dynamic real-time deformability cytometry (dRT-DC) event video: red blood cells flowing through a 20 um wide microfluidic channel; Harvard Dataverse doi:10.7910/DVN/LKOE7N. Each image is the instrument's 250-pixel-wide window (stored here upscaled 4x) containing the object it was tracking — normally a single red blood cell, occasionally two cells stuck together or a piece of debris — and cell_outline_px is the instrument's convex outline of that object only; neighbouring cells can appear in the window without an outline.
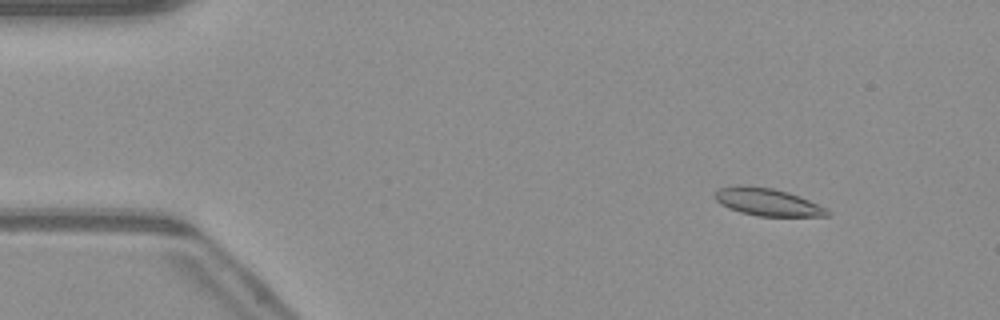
{"species": "common noctule bat (a hibernating species)", "species_latin": "Nyctalus noctula", "temperature_condition": "warm", "stored_images_in_passage": 51, "camera_frame_rate_fps": 3000, "um_per_image_px": 0.085, "animal": {"sex": "male", "body_mass_g": 23.1, "forearm_length_mm": 52.7}, "frame": {"image": 1, "passage_image": 6, "time_ms": 1.667, "image_size_px": [1000, 320], "cell_outline_px": [[832, 212], [828, 216], [756, 216], [740, 212], [728, 208], [720, 204], [712, 196], [720, 188], [740, 184], [772, 188], [788, 192], [800, 196], [828, 208]], "centroid_in_image_um": [65.24, 17.17], "position_along_channel_um": 19.8, "area_um2": 18.26}}
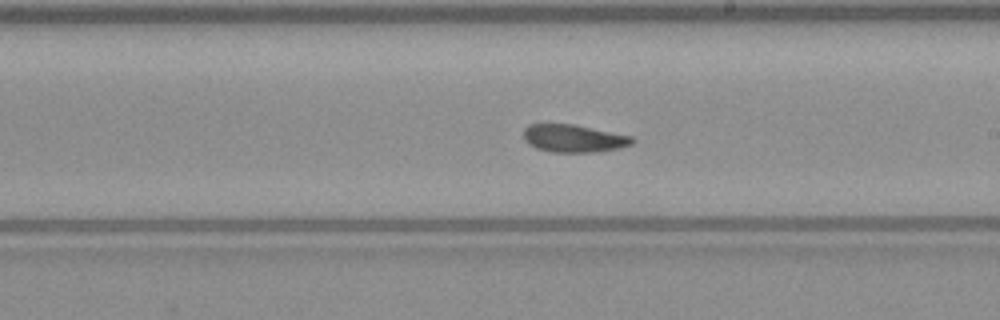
{"frame": {"image": 2, "passage_image": 29, "time_ms": 9.333, "image_size_px": [1000, 320], "cell_outline_px": [[636, 140], [632, 144], [616, 148], [596, 152], [552, 152], [536, 148], [524, 140], [524, 128], [528, 124], [572, 124], [632, 136]], "centroid_in_image_um": [48.75, 11.76], "position_along_channel_um": 240.3, "area_um2": 17.4}}
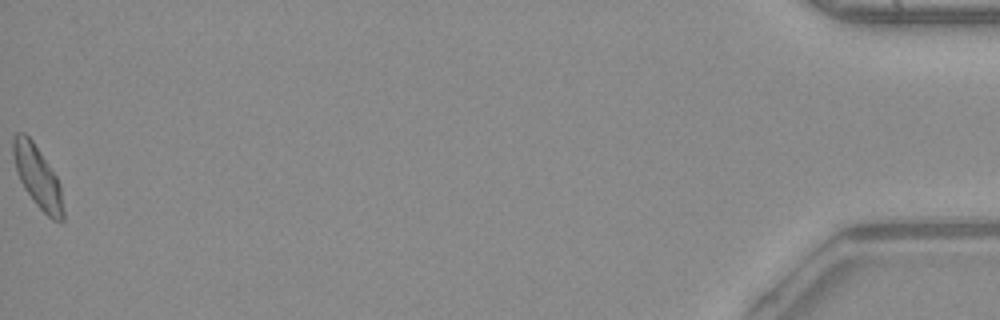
{"frame": {"image": 3, "passage_image": 51, "time_ms": 16.667, "image_size_px": [1000, 320], "cell_outline_px": [[64, 220], [52, 220], [32, 200], [24, 188], [16, 172], [12, 156], [12, 136], [16, 132], [24, 132], [32, 140], [56, 176], [60, 184], [64, 212]], "centroid_in_image_um": [3.16, 15.0], "position_along_channel_um": 432.0, "area_um2": 18.09}, "authors_computed_cell_mechanics": {"area_um2": 18.0336, "velocity_mm_per_s": 4.0844, "shape_relaxation_time_tau1_ms": 4.6631, "shape_relaxation_time_tau2_ms": 2.9752, "deformation_change_tau1": 0.1209, "deformation_change_tau2": 0.0725}}